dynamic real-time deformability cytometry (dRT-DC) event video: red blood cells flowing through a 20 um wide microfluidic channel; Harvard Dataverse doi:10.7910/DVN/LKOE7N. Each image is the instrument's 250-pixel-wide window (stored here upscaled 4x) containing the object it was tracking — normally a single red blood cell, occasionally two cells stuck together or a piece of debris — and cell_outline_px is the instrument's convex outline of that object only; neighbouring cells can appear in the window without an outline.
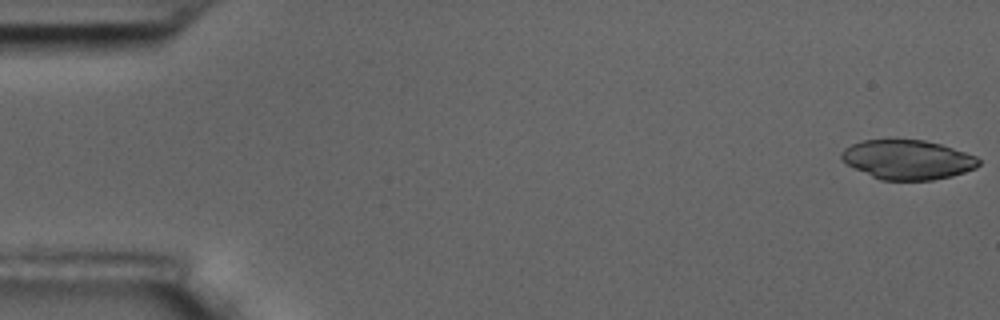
{"species": "common noctule bat (a hibernating species)", "species_latin": "Nyctalus noctula", "temperature_condition": "room temperature", "stored_images_in_passage": 10, "camera_frame_rate_fps": 3000, "um_per_image_px": 0.085, "animal": {"sex": "male", "body_mass_g": 17.5, "forearm_length_mm": 52.3}, "frame": {"image": 1, "passage_image": 1, "time_ms": 0.0, "image_size_px": [1000, 320], "cell_outline_px": [[980, 164], [976, 168], [952, 176], [932, 180], [880, 180], [848, 164], [840, 156], [840, 152], [844, 148], [852, 144], [864, 140], [888, 136], [924, 140], [940, 144], [976, 156], [980, 160]], "centroid_in_image_um": [77.13, 13.52], "position_along_channel_um": 7.9, "area_um2": 32.08}}